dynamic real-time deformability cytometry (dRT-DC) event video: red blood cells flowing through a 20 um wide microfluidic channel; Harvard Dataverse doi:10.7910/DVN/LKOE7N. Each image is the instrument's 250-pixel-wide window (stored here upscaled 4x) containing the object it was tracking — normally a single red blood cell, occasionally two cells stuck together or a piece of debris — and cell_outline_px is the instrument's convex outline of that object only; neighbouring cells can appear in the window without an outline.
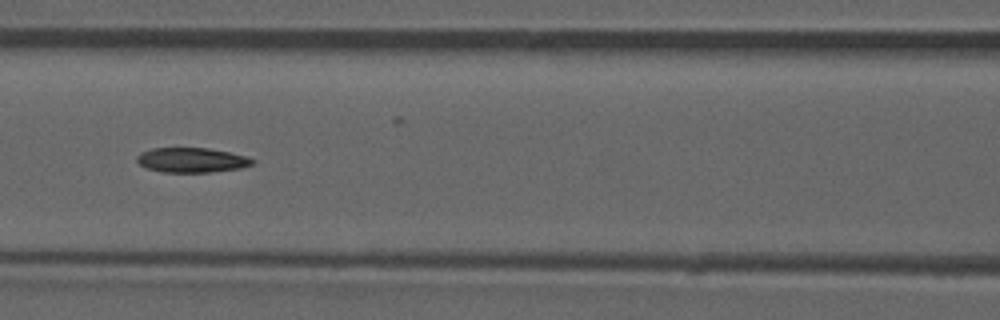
{"species": "common noctule bat (a hibernating species)", "species_latin": "Nyctalus noctula", "temperature_condition": "room temperature", "stored_images_in_passage": 51, "camera_frame_rate_fps": 3000, "um_per_image_px": 0.085, "animal": {"sex": "male", "forearm_length_mm": 52.5}, "frame": {"image": 1, "passage_image": 22, "time_ms": 7.0, "image_size_px": [1000, 320], "cell_outline_px": [[256, 164], [240, 168], [208, 172], [160, 172], [148, 168], [140, 164], [136, 160], [136, 156], [140, 152], [152, 148], [208, 148], [248, 156], [256, 160]], "centroid_in_image_um": [16.32, 13.6], "position_along_channel_um": 150.3, "area_um2": 16.76}, "authors_computed_cell_mechanics": {"area_um2": 17.34, "velocity_mm_per_s": 3.9481, "shape_relaxation_time_tau1_ms": null, "shape_relaxation_time_tau2_ms": 8.2984, "deformation_change_tau1": null, "deformation_change_tau2": 0.13}}